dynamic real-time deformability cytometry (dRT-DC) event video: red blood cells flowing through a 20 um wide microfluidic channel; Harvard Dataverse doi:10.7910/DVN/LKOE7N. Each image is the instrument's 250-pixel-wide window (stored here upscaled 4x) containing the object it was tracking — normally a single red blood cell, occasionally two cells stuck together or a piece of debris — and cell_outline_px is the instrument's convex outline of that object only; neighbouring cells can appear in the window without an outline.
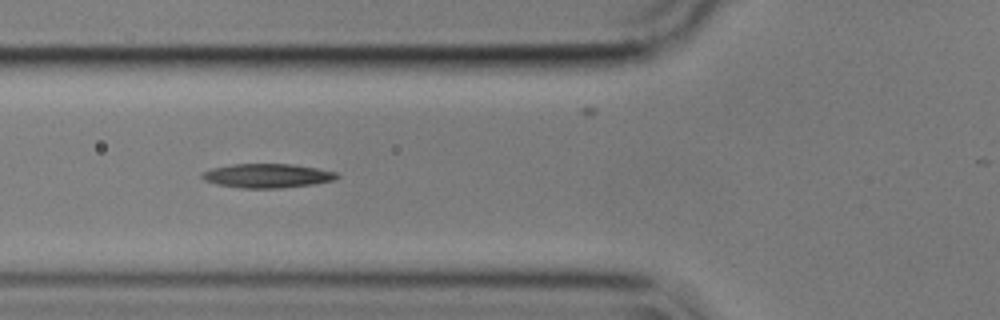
{"species": "common noctule bat (a hibernating species)", "species_latin": "Nyctalus noctula", "temperature_condition": "cold", "stored_images_in_passage": 35, "camera_frame_rate_fps": 3000, "um_per_image_px": 0.085, "animal": {"sex": "male", "body_mass_g": 17.9}, "frame": {"image": 1, "passage_image": 7, "time_ms": 2.0, "image_size_px": [1000, 320], "cell_outline_px": [[340, 176], [336, 180], [312, 184], [280, 188], [240, 188], [216, 184], [204, 180], [200, 176], [204, 172], [212, 168], [232, 164], [292, 164], [316, 168], [336, 172]], "centroid_in_image_um": [22.72, 14.94], "position_along_channel_um": 103.1, "area_um2": 18.9}}
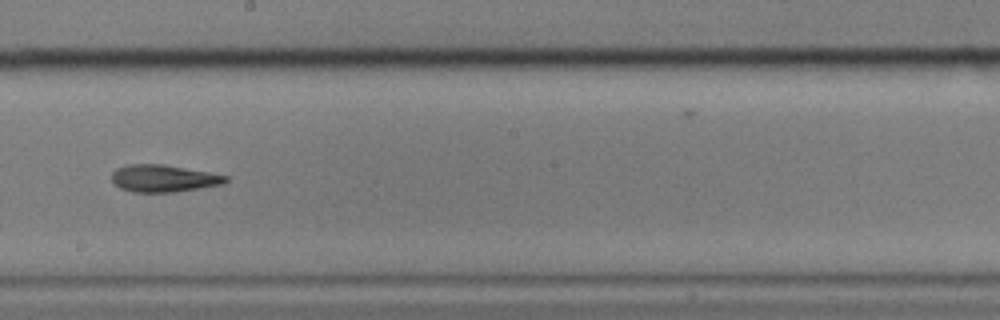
{"frame": {"image": 2, "passage_image": 18, "time_ms": 5.667, "image_size_px": [1000, 320], "cell_outline_px": [[228, 180], [224, 184], [176, 192], [132, 192], [120, 188], [112, 180], [112, 172], [116, 168], [128, 164], [160, 164], [208, 172], [228, 176]], "centroid_in_image_um": [13.89, 15.17], "position_along_channel_um": 234.3, "area_um2": 17.98}}
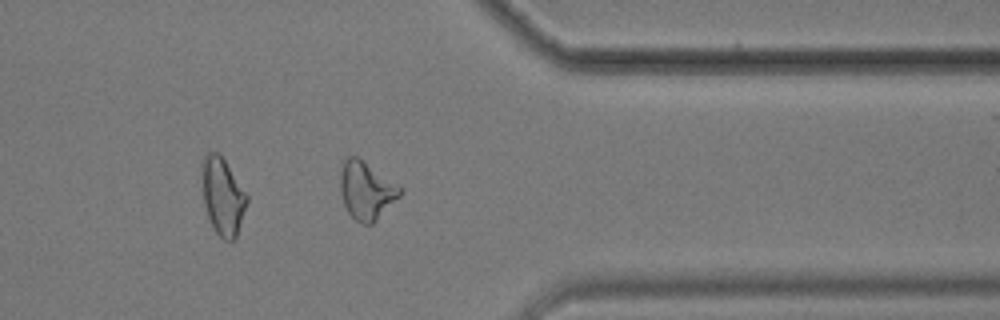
{"frame": {"image": 3, "passage_image": 31, "time_ms": 10.0, "image_size_px": [1000, 320], "cell_outline_px": [[404, 192], [372, 224], [364, 224], [356, 220], [348, 212], [344, 204], [340, 192], [340, 172], [344, 160], [348, 156], [356, 156], [400, 184], [404, 188]], "centroid_in_image_um": [31.17, 16.17], "position_along_channel_um": 380.2, "area_um2": 20.29}, "authors_computed_cell_mechanics": {"area_um2": 18.4382, "velocity_mm_per_s": 3.5678, "shape_relaxation_time_tau1_ms": 11.2231, "shape_relaxation_time_tau2_ms": 8.0974, "deformation_change_tau1": 0.2591, "deformation_change_tau2": 0.2193}}